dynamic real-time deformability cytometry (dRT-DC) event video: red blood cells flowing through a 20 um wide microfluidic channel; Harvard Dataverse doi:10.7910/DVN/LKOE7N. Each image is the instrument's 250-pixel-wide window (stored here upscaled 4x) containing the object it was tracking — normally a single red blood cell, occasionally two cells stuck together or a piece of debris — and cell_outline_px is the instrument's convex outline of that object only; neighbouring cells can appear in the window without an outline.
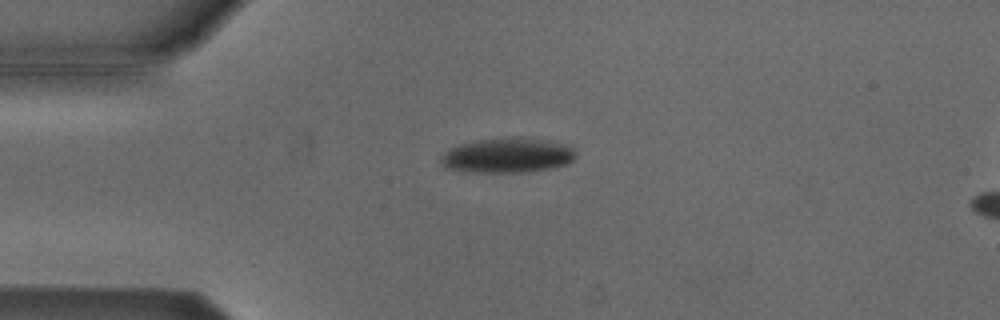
{"species": "Egyptian fruit bat (a non-hibernating species)", "species_latin": "Rousettus aegyptiacus", "temperature_condition": "cold", "stored_images_in_passage": 5, "camera_frame_rate_fps": 3000, "um_per_image_px": 0.085, "animal": {"sex": "male"}, "frame": {"image": 1, "passage_image": 3, "time_ms": 0.667, "image_size_px": [1000, 320], "cell_outline_px": [[576, 156], [572, 160], [564, 164], [548, 168], [524, 172], [476, 172], [448, 168], [440, 160], [444, 152], [448, 148], [460, 144], [476, 140], [540, 140], [568, 144], [572, 148]], "centroid_in_image_um": [43.1, 13.24], "position_along_channel_um": 41.9, "area_um2": 26.13}}
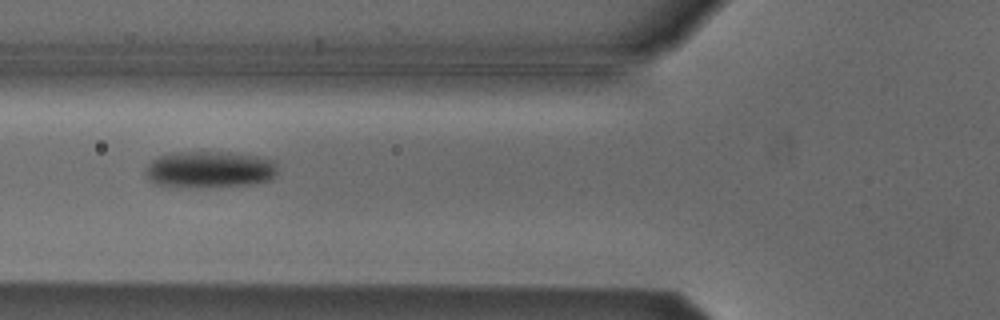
{"frame": {"image": 2, "passage_image": 5, "time_ms": 1.333, "image_size_px": [1000, 320], "cell_outline_px": [[276, 176], [272, 180], [252, 184], [156, 184], [148, 180], [144, 172], [144, 168], [152, 160], [160, 156], [172, 152], [224, 152], [256, 156], [276, 160]], "centroid_in_image_um": [17.85, 14.35], "position_along_channel_um": 108.0, "area_um2": 27.17}}